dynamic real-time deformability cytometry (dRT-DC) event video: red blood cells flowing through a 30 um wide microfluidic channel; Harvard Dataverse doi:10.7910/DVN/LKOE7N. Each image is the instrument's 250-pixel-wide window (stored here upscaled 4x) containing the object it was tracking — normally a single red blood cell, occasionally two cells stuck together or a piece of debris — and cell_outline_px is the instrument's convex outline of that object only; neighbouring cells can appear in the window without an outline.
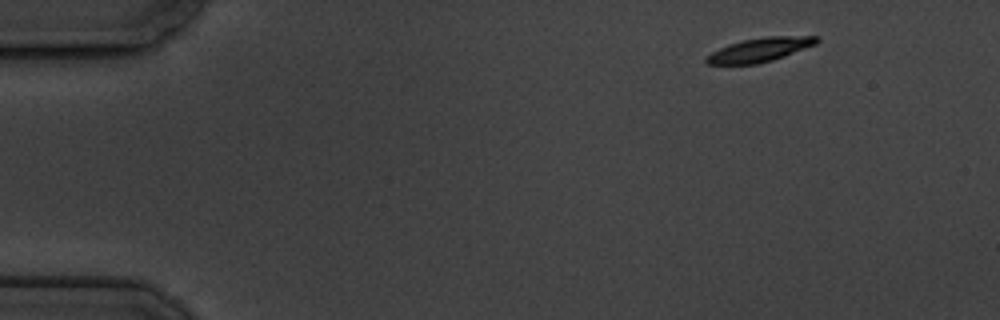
{"species": "common noctule bat (a hibernating species)", "species_latin": "Nyctalus noctula", "temperature_condition": "cold", "stored_images_in_passage": 4, "camera_frame_rate_fps": 3000, "um_per_image_px": 0.085, "animal": {"sex": "male", "body_mass_g": 19.5, "forearm_length_mm": 54.6}, "frame": {"image": 1, "passage_image": 1, "time_ms": 0.0, "image_size_px": [1000, 320], "cell_outline_px": [[820, 40], [816, 44], [784, 56], [772, 60], [756, 64], [708, 64], [704, 60], [712, 52], [728, 44], [744, 40], [764, 36], [820, 36]], "centroid_in_image_um": [64.61, 4.22], "position_along_channel_um": 20.4, "area_um2": 15.26}}
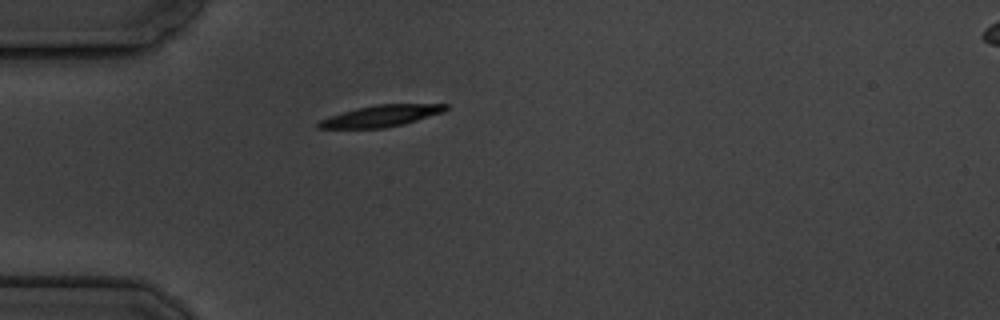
{"frame": {"image": 2, "passage_image": 4, "time_ms": 3.333, "image_size_px": [1000, 320], "cell_outline_px": [[448, 108], [444, 112], [404, 124], [384, 128], [316, 128], [316, 124], [320, 120], [356, 108], [376, 104], [448, 104]], "centroid_in_image_um": [32.43, 9.85], "position_along_channel_um": 52.6, "area_um2": 15.78}}